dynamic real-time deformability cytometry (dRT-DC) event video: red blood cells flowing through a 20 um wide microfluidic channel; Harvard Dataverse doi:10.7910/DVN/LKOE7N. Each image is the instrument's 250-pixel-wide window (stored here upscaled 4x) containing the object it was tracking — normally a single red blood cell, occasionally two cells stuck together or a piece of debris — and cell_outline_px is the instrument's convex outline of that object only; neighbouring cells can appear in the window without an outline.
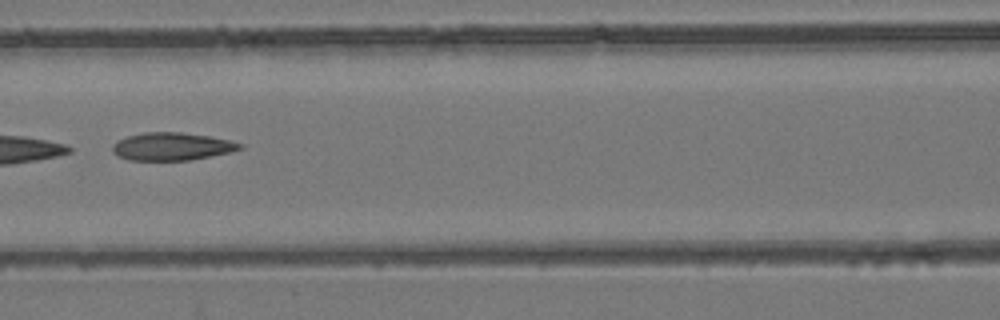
{"species": "common noctule bat (a hibernating species)", "species_latin": "Nyctalus noctula", "temperature_condition": "room temperature", "stored_images_in_passage": 4, "camera_frame_rate_fps": 3000, "um_per_image_px": 0.085, "animal": {"sex": "female", "body_mass_g": 24.6, "forearm_length_mm": 56.2}, "frame": {"image": 1, "passage_image": 3, "time_ms": 2.333, "image_size_px": [1000, 320], "cell_outline_px": [[244, 148], [232, 152], [188, 160], [128, 160], [116, 156], [112, 152], [112, 144], [116, 140], [128, 136], [144, 132], [180, 132], [208, 136], [232, 140], [244, 144]], "centroid_in_image_um": [14.61, 12.45], "position_along_channel_um": 152.0, "area_um2": 20.87}}
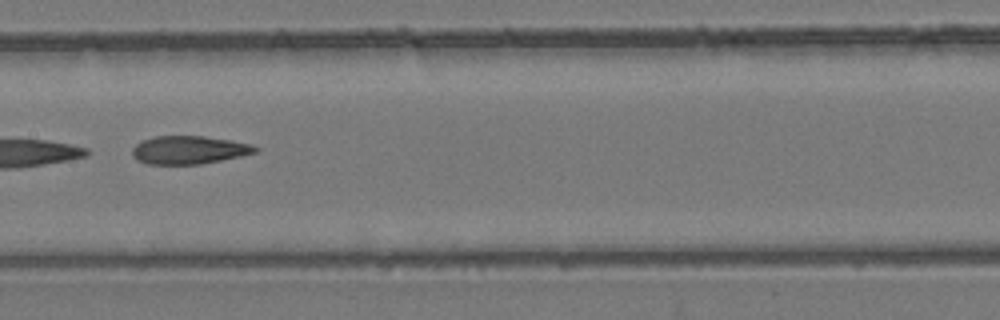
{"frame": {"image": 2, "passage_image": 4, "time_ms": 3.333, "image_size_px": [1000, 320], "cell_outline_px": [[260, 148], [256, 152], [240, 156], [200, 164], [148, 164], [136, 160], [132, 156], [132, 148], [140, 140], [156, 136], [204, 136], [232, 140], [252, 144]], "centroid_in_image_um": [16.04, 12.74], "position_along_channel_um": 191.4, "area_um2": 20.29}}